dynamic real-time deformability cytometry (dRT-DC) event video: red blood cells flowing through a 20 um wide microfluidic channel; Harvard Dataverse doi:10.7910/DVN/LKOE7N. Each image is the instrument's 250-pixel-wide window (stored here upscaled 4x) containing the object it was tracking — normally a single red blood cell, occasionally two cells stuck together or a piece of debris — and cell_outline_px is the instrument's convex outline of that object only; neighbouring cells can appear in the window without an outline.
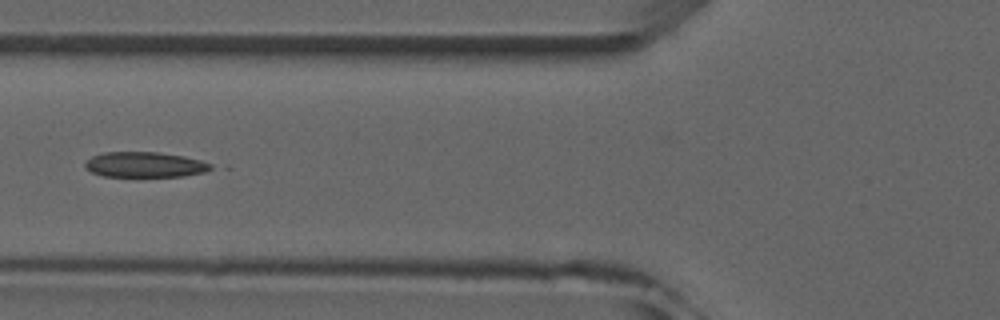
{"species": "common noctule bat (a hibernating species)", "species_latin": "Nyctalus noctula", "temperature_condition": "room temperature", "stored_images_in_passage": 6, "camera_frame_rate_fps": 3000, "um_per_image_px": 0.085, "animal": {"sex": "male", "forearm_length_mm": 52.5}, "frame": {"image": 1, "passage_image": 5, "time_ms": 5.0, "image_size_px": [1000, 320], "cell_outline_px": [[212, 168], [204, 172], [184, 176], [104, 176], [92, 172], [84, 168], [84, 164], [92, 156], [104, 152], [156, 152], [184, 156], [200, 160], [212, 164]], "centroid_in_image_um": [12.3, 13.99], "position_along_channel_um": 113.5, "area_um2": 18.44}}
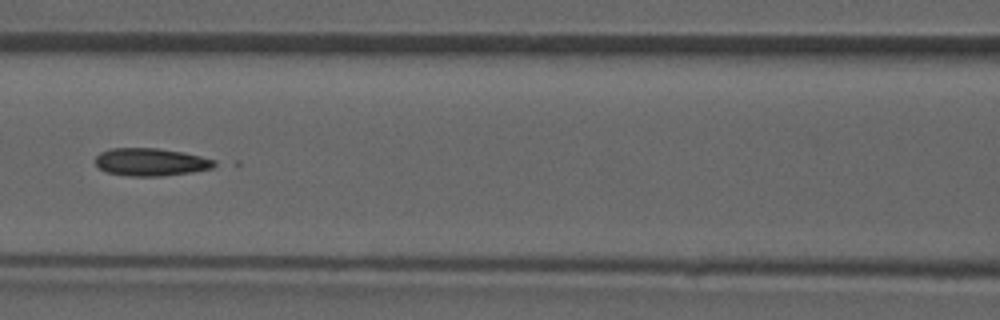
{"frame": {"image": 2, "passage_image": 6, "time_ms": 6.0, "image_size_px": [1000, 320], "cell_outline_px": [[220, 164], [212, 168], [192, 172], [160, 176], [132, 176], [104, 172], [96, 164], [96, 156], [100, 152], [112, 148], [156, 148], [184, 152], [216, 160]], "centroid_in_image_um": [12.85, 13.77], "position_along_channel_um": 153.8, "area_um2": 19.31}}